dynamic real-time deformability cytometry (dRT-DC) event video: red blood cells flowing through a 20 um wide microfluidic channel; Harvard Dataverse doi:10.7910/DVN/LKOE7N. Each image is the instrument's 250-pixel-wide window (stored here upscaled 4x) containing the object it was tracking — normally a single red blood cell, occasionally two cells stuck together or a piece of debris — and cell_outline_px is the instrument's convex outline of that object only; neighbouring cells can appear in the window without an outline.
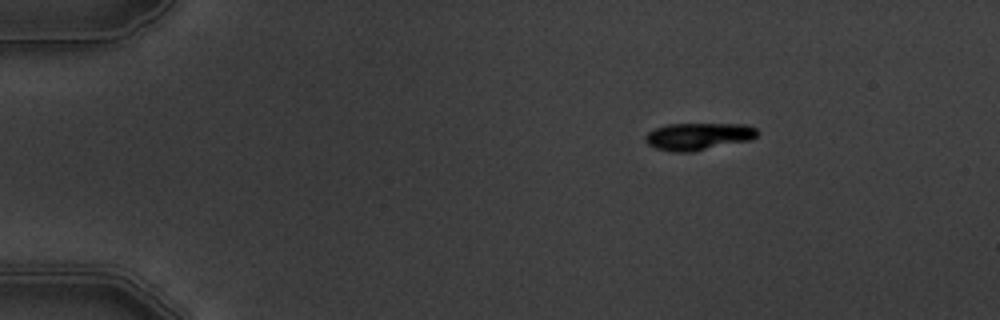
{"species": "common noctule bat (a hibernating species)", "species_latin": "Nyctalus noctula", "temperature_condition": "warm", "stored_images_in_passage": 6, "camera_frame_rate_fps": 3000, "um_per_image_px": 0.085, "animal": {"sex": "male", "body_mass_g": 19.5, "forearm_length_mm": 54.6}, "frame": {"image": 1, "passage_image": 1, "time_ms": 0.0, "image_size_px": [1000, 320], "cell_outline_px": [[760, 132], [752, 140], [692, 152], [672, 152], [656, 148], [648, 144], [644, 140], [644, 136], [648, 132], [656, 128], [668, 124], [748, 124], [756, 128]], "centroid_in_image_um": [59.39, 11.59], "position_along_channel_um": 25.6, "area_um2": 17.98}}
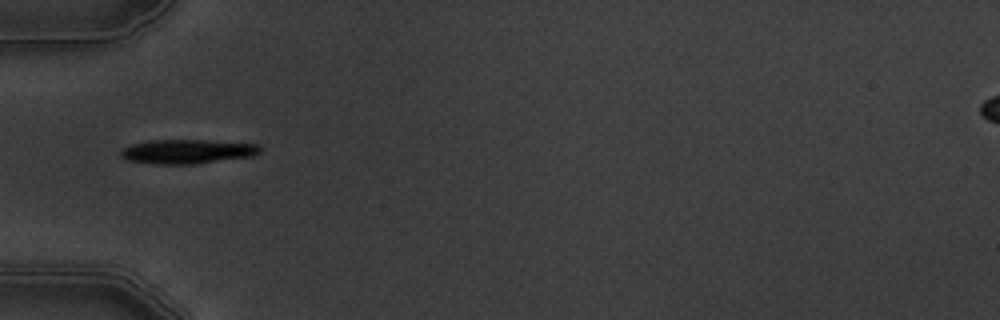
{"frame": {"image": 2, "passage_image": 4, "time_ms": 3.333, "image_size_px": [1000, 320], "cell_outline_px": [[264, 148], [256, 156], [196, 164], [156, 164], [128, 160], [120, 156], [120, 152], [124, 148], [132, 144], [148, 140], [204, 140], [256, 144]], "centroid_in_image_um": [15.97, 12.88], "position_along_channel_um": 69.0, "area_um2": 19.83}}